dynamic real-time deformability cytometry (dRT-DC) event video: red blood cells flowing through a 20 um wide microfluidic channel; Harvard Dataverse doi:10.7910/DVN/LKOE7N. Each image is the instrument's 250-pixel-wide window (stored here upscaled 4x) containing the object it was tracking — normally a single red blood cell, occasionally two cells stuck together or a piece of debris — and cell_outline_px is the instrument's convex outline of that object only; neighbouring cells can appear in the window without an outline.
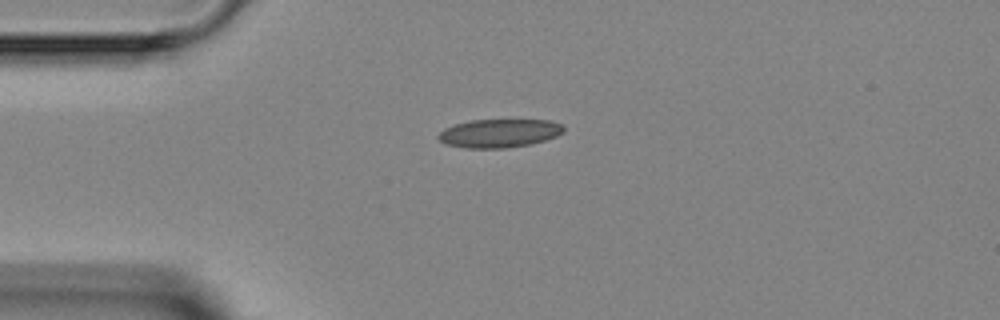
{"species": "Egyptian fruit bat (a non-hibernating species)", "species_latin": "Rousettus aegyptiacus", "temperature_condition": "room temperature", "stored_images_in_passage": 4, "camera_frame_rate_fps": 3000, "um_per_image_px": 0.085, "animal": {"sex": "female"}, "frame": {"image": 1, "passage_image": 4, "time_ms": 3.333, "image_size_px": [1000, 320], "cell_outline_px": [[564, 132], [556, 136], [544, 140], [528, 144], [504, 148], [464, 148], [444, 144], [436, 136], [444, 128], [456, 124], [472, 120], [548, 120], [564, 124]], "centroid_in_image_um": [42.42, 11.32], "position_along_channel_um": 42.6, "area_um2": 20.75}}